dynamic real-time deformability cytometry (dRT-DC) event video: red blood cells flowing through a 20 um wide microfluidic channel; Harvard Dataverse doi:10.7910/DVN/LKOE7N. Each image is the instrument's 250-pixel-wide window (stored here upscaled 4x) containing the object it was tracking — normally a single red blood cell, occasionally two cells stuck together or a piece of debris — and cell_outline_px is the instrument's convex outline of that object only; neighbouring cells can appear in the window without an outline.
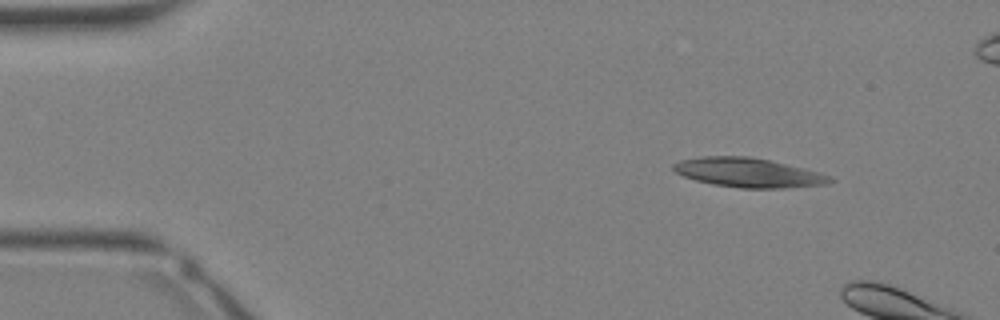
{"species": "Egyptian fruit bat (a non-hibernating species)", "species_latin": "Rousettus aegyptiacus", "temperature_condition": "warm", "stored_images_in_passage": 4, "camera_frame_rate_fps": 3000, "um_per_image_px": 0.085, "animal": {"sex": "female"}, "frame": {"image": 1, "passage_image": 1, "time_ms": 0.0, "image_size_px": [1000, 320], "cell_outline_px": [[836, 180], [828, 184], [784, 188], [740, 188], [712, 184], [696, 180], [684, 176], [676, 172], [672, 168], [672, 164], [680, 160], [700, 156], [748, 156], [768, 160], [804, 168], [820, 172], [832, 176]], "centroid_in_image_um": [63.63, 14.67], "position_along_channel_um": 21.4, "area_um2": 26.82}}